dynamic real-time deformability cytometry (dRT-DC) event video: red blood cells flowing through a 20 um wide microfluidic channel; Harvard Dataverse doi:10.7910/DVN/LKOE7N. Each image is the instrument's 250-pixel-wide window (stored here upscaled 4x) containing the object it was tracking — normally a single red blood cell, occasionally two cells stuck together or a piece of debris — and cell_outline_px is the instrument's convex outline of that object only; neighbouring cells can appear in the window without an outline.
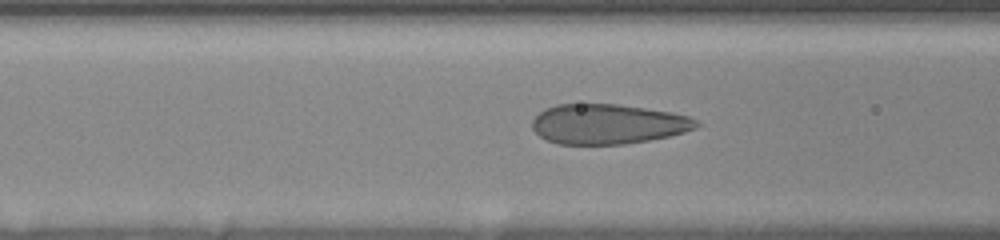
{"species": "human", "species_latin": "Homo sapiens", "temperature_condition": "room temperature", "stored_images_in_passage": 42, "camera_frame_rate_fps": 3000, "um_per_image_px": 0.085, "donor": {"sex": "female"}, "frame": {"image": 1, "passage_image": 19, "time_ms": 6.0, "image_size_px": [1000, 240], "cell_outline_px": [[704, 124], [696, 128], [684, 132], [668, 136], [648, 140], [624, 144], [556, 144], [540, 136], [532, 128], [532, 120], [544, 108], [556, 104], [616, 104], [672, 112], [688, 116]], "centroid_in_image_um": [51.67, 10.54], "position_along_channel_um": 114.9, "area_um2": 38.26}}
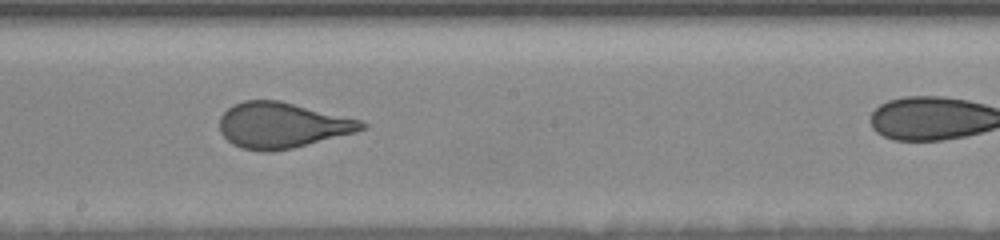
{"frame": {"image": 2, "passage_image": 28, "time_ms": 9.0, "image_size_px": [1000, 240], "cell_outline_px": [[368, 124], [364, 128], [352, 132], [292, 148], [272, 152], [264, 152], [240, 148], [232, 144], [220, 132], [220, 116], [232, 104], [244, 100], [280, 100], [360, 120]], "centroid_in_image_um": [23.9, 10.64], "position_along_channel_um": 224.3, "area_um2": 37.45}}
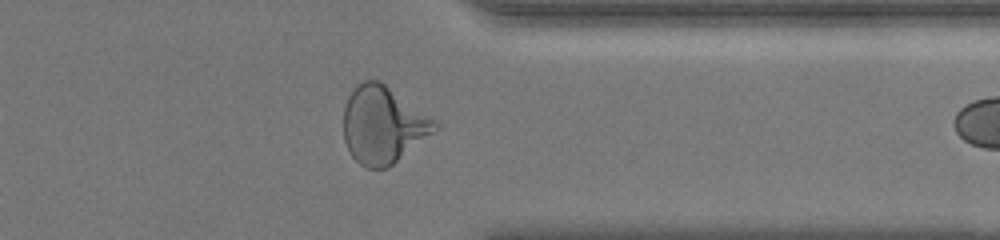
{"frame": {"image": 3, "passage_image": 41, "time_ms": 13.333, "image_size_px": [1000, 240], "cell_outline_px": [[440, 128], [388, 168], [364, 168], [352, 156], [344, 140], [344, 108], [348, 96], [364, 80], [380, 80], [436, 120], [440, 124]], "centroid_in_image_um": [32.58, 10.63], "position_along_channel_um": 378.8, "area_um2": 40.98}}